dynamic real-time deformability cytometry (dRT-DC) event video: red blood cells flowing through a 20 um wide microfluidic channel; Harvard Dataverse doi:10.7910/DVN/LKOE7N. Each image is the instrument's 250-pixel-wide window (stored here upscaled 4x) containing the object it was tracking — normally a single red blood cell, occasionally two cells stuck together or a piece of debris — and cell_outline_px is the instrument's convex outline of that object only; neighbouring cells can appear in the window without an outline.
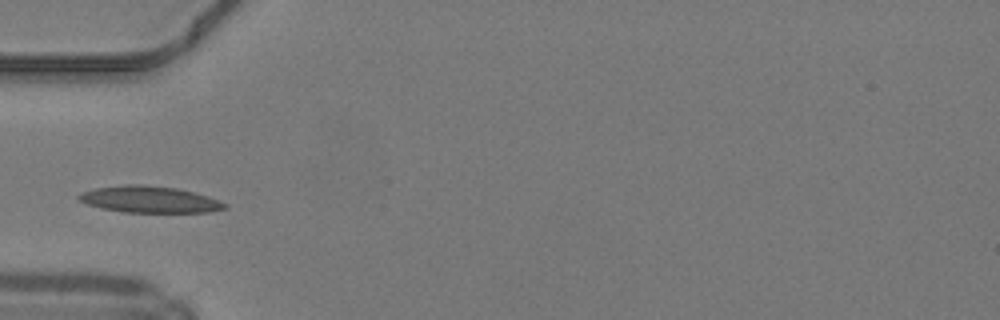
{"species": "common noctule bat (a hibernating species)", "species_latin": "Nyctalus noctula", "temperature_condition": "warm", "stored_images_in_passage": 5, "camera_frame_rate_fps": 3000, "um_per_image_px": 0.085, "animal": {"sex": "male", "body_mass_g": 19.2, "forearm_length_mm": 51.8}, "frame": {"image": 1, "passage_image": 1, "time_ms": 0.0, "image_size_px": [1000, 320], "cell_outline_px": [[228, 208], [208, 212], [124, 212], [100, 208], [88, 204], [80, 200], [76, 196], [80, 192], [96, 188], [128, 184], [140, 184], [176, 188], [208, 196], [228, 204]], "centroid_in_image_um": [12.7, 16.95], "position_along_channel_um": 72.3, "area_um2": 22.48}}
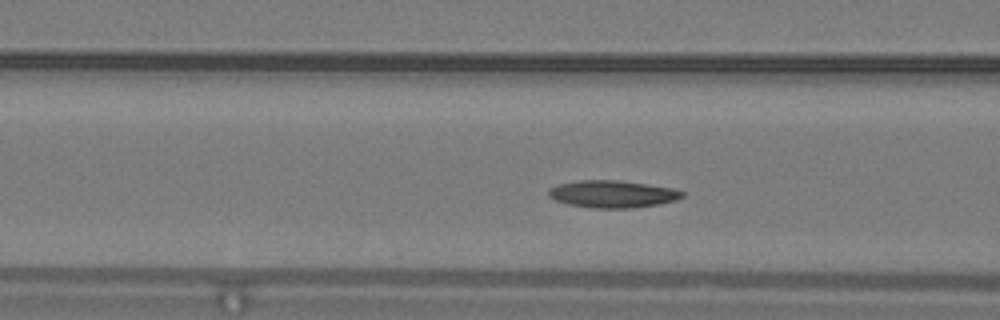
{"frame": {"image": 2, "passage_image": 4, "time_ms": 1.0, "image_size_px": [1000, 320], "cell_outline_px": [[684, 196], [676, 200], [660, 204], [632, 208], [592, 208], [568, 204], [556, 200], [548, 196], [548, 188], [556, 184], [580, 180], [620, 180], [648, 184], [672, 188], [684, 192]], "centroid_in_image_um": [52.05, 16.49], "position_along_channel_um": 114.6, "area_um2": 21.39}}